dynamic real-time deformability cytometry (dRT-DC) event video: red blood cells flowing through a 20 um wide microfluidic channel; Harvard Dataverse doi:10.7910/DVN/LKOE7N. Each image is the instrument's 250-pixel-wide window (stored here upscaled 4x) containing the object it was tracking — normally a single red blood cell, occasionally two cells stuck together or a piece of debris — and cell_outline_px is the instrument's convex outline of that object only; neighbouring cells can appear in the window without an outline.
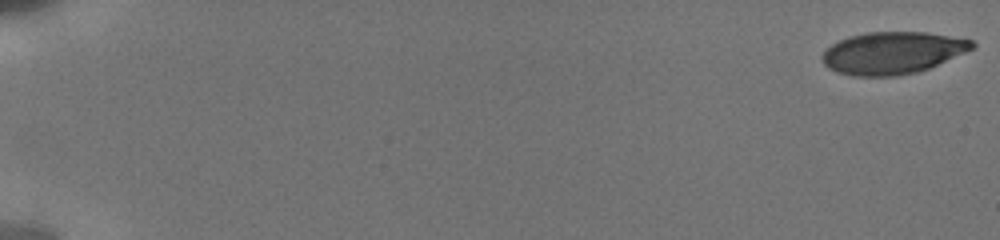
{"species": "human", "species_latin": "Homo sapiens", "temperature_condition": "cold", "stored_images_in_passage": 75, "camera_frame_rate_fps": 3000, "um_per_image_px": 0.085, "donor": {"sex": "male"}, "frame": {"image": 1, "passage_image": 1, "time_ms": 0.0, "image_size_px": [1000, 240], "cell_outline_px": [[976, 48], [928, 68], [916, 72], [896, 76], [852, 76], [836, 72], [828, 68], [820, 60], [820, 56], [832, 44], [848, 36], [868, 32], [924, 32], [972, 40], [976, 44]], "centroid_in_image_um": [75.83, 4.5], "position_along_channel_um": 9.2, "area_um2": 36.82}}
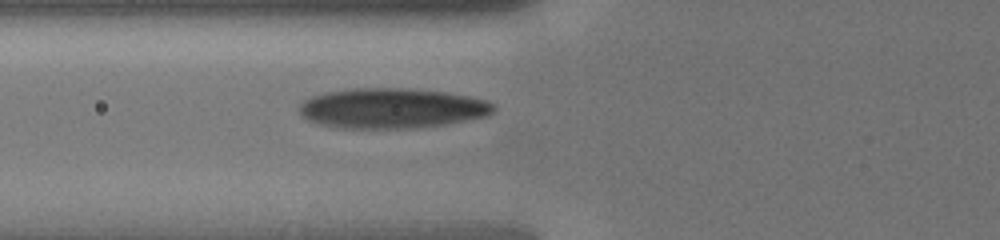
{"frame": {"image": 2, "passage_image": 51, "time_ms": 7.333, "image_size_px": [1000, 240], "cell_outline_px": [[496, 112], [488, 116], [444, 124], [408, 128], [344, 128], [320, 124], [308, 120], [300, 112], [300, 104], [304, 100], [312, 96], [324, 92], [352, 88], [404, 88], [444, 92], [468, 96], [488, 100], [496, 104]], "centroid_in_image_um": [33.35, 9.19], "position_along_channel_um": 92.5, "area_um2": 45.43}}
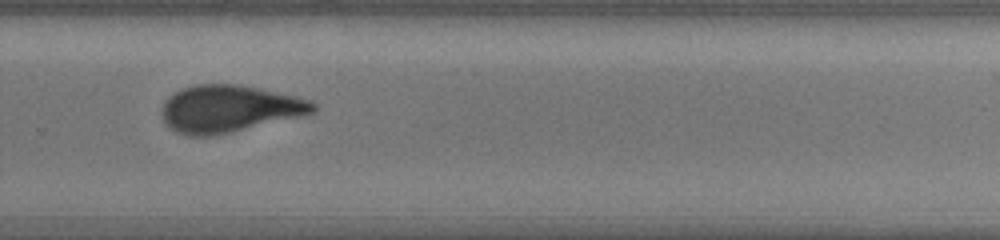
{"frame": {"image": 3, "passage_image": 74, "time_ms": 13.0, "image_size_px": [1000, 240], "cell_outline_px": [[316, 108], [312, 112], [304, 116], [232, 132], [208, 136], [192, 136], [176, 132], [164, 120], [160, 112], [164, 100], [168, 96], [184, 88], [196, 84], [240, 84], [296, 96], [312, 100], [316, 104]], "centroid_in_image_um": [19.5, 9.24], "position_along_channel_um": 310.3, "area_um2": 41.62}}